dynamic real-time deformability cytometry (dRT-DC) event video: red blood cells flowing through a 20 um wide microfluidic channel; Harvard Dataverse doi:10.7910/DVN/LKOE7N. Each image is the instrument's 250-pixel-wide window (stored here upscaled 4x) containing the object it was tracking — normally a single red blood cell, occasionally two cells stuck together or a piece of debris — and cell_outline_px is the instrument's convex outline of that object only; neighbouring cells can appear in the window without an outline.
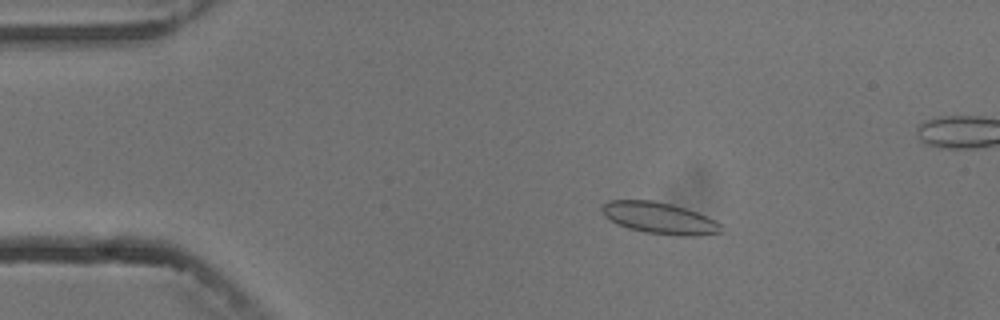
{"species": "common noctule bat (a hibernating species)", "species_latin": "Nyctalus noctula", "temperature_condition": "cold", "stored_images_in_passage": 5, "camera_frame_rate_fps": 3000, "um_per_image_px": 0.085, "animal": {"sex": "male", "body_mass_g": 13.3}, "frame": {"image": 1, "passage_image": 3, "time_ms": 2.333, "image_size_px": [1000, 320], "cell_outline_px": [[724, 232], [704, 236], [676, 236], [644, 232], [628, 228], [616, 224], [604, 216], [600, 212], [600, 208], [608, 200], [652, 200], [672, 204], [708, 216], [724, 224]], "centroid_in_image_um": [56.11, 18.56], "position_along_channel_um": 28.9, "area_um2": 22.48}}